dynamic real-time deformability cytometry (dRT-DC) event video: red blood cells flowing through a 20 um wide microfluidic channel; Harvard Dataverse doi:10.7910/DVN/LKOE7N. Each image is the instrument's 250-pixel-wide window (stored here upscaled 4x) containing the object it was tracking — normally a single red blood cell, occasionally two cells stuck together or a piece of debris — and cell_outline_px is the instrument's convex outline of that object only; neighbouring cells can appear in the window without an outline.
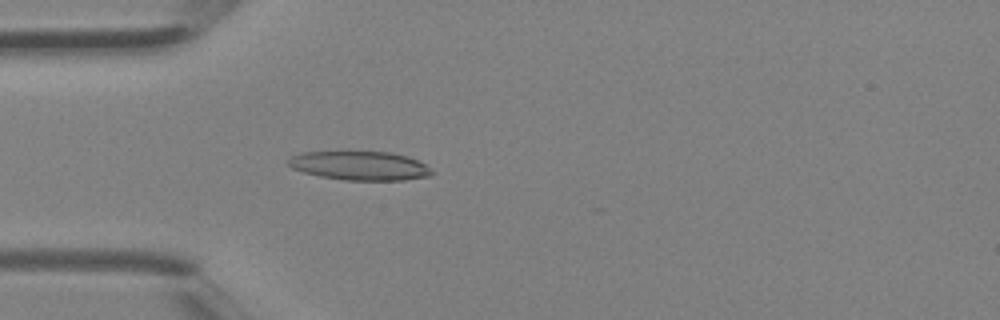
{"species": "Egyptian fruit bat (a non-hibernating species)", "species_latin": "Rousettus aegyptiacus", "temperature_condition": "room temperature", "stored_images_in_passage": 31, "camera_frame_rate_fps": 3000, "um_per_image_px": 0.085, "animal": {"sex": "female"}, "frame": {"image": 1, "passage_image": 6, "time_ms": 1.667, "image_size_px": [1000, 320], "cell_outline_px": [[432, 176], [404, 180], [344, 180], [320, 176], [304, 172], [292, 168], [284, 160], [292, 156], [304, 152], [392, 152], [408, 156], [432, 168]], "centroid_in_image_um": [30.6, 14.09], "position_along_channel_um": 54.4, "area_um2": 24.22}}
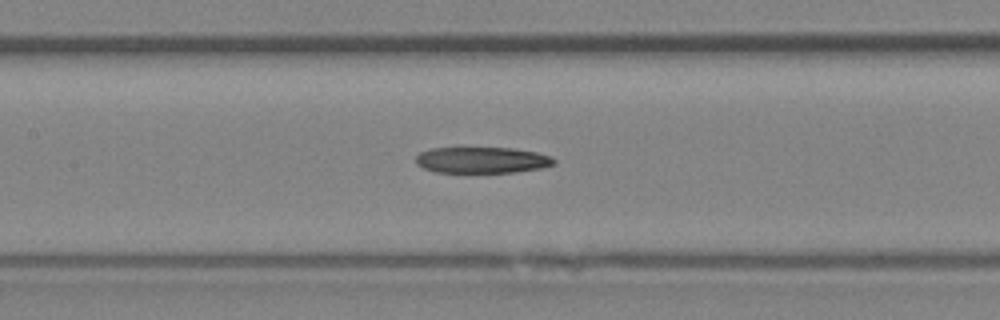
{"frame": {"image": 2, "passage_image": 13, "time_ms": 4.0, "image_size_px": [1000, 320], "cell_outline_px": [[556, 164], [540, 168], [512, 172], [436, 172], [424, 168], [416, 164], [416, 156], [420, 152], [432, 148], [512, 148], [536, 152], [548, 156], [556, 160]], "centroid_in_image_um": [40.95, 13.6], "position_along_channel_um": 166.4, "area_um2": 20.87}}
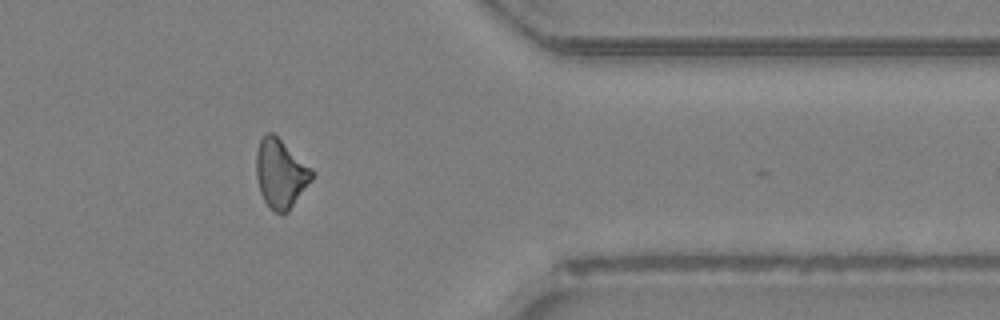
{"frame": {"image": 3, "passage_image": 27, "time_ms": 8.667, "image_size_px": [1000, 320], "cell_outline_px": [[316, 172], [312, 180], [288, 212], [284, 216], [276, 212], [264, 200], [260, 192], [256, 176], [256, 152], [260, 140], [268, 132], [272, 132], [312, 168]], "centroid_in_image_um": [23.87, 14.77], "position_along_channel_um": 387.5, "area_um2": 22.31}}